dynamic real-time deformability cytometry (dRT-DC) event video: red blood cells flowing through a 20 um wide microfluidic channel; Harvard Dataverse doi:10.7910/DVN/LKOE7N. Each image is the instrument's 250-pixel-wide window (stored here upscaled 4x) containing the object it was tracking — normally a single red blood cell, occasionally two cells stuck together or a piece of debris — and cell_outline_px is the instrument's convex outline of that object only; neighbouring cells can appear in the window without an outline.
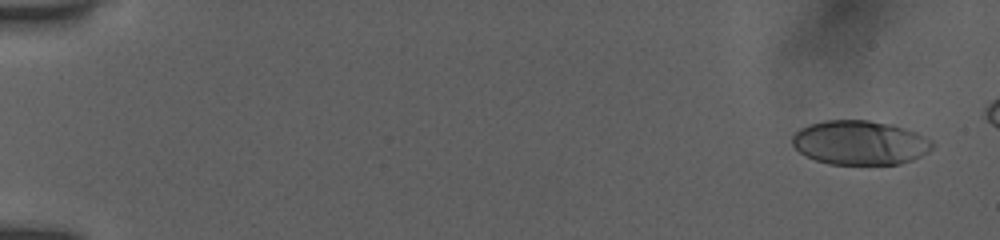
{"species": "human", "species_latin": "Homo sapiens", "temperature_condition": "room temperature", "stored_images_in_passage": 51, "camera_frame_rate_fps": 3000, "um_per_image_px": 0.085, "donor": {"sex": "female"}, "frame": {"image": 1, "passage_image": 3, "time_ms": 0.667, "image_size_px": [1000, 240], "cell_outline_px": [[932, 148], [928, 152], [912, 160], [900, 164], [828, 164], [816, 160], [800, 152], [792, 144], [792, 136], [800, 128], [808, 124], [824, 120], [868, 120], [892, 124], [916, 132], [924, 136], [932, 144]], "centroid_in_image_um": [73.07, 12.12], "position_along_channel_um": 11.9, "area_um2": 36.01}}
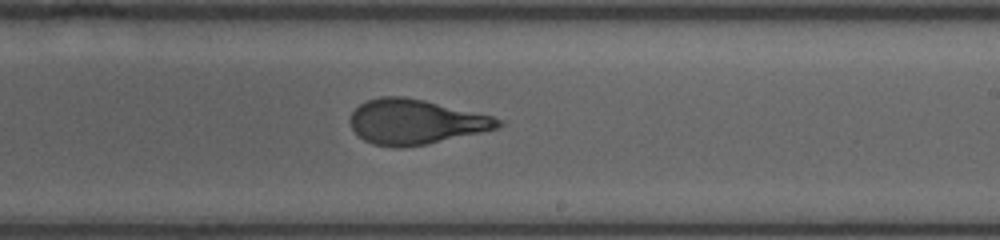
{"frame": {"image": 2, "passage_image": 34, "time_ms": 11.0, "image_size_px": [1000, 240], "cell_outline_px": [[504, 124], [496, 128], [480, 132], [428, 144], [400, 148], [396, 148], [372, 144], [364, 140], [352, 128], [348, 120], [352, 112], [360, 104], [368, 100], [380, 96], [404, 96], [424, 100], [492, 116], [504, 120]], "centroid_in_image_um": [35.29, 10.36], "position_along_channel_um": 253.7, "area_um2": 38.61}}
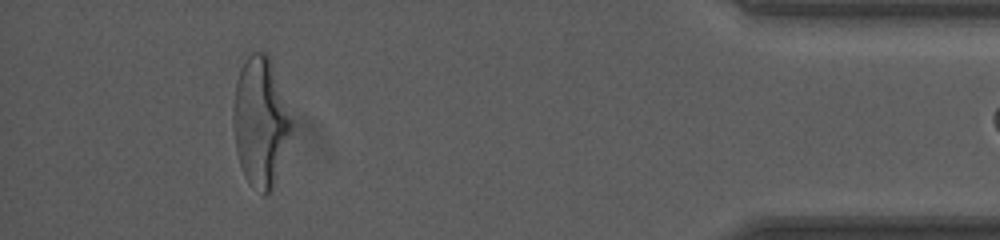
{"frame": {"image": 3, "passage_image": 50, "time_ms": 16.333, "image_size_px": [1000, 240], "cell_outline_px": [[292, 128], [272, 192], [264, 196], [244, 176], [236, 152], [232, 128], [232, 104], [236, 80], [240, 68], [244, 60], [252, 52], [264, 52], [268, 56], [292, 120]], "centroid_in_image_um": [22.09, 10.38], "position_along_channel_um": 413.1, "area_um2": 43.52}}